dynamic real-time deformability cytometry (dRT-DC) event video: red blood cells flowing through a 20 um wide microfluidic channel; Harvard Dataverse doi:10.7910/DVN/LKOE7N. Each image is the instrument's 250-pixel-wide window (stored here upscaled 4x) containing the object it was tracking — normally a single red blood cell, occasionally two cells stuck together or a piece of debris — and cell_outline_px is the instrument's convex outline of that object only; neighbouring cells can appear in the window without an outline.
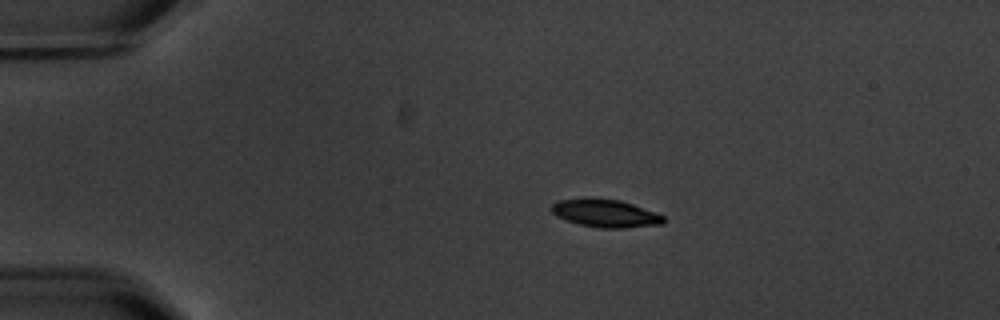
{"species": "common noctule bat (a hibernating species)", "species_latin": "Nyctalus noctula", "temperature_condition": "warm", "stored_images_in_passage": 2, "camera_frame_rate_fps": 3000, "um_per_image_px": 0.085, "animal": {"sex": "male", "body_mass_g": 20.1, "forearm_length_mm": 53.5}, "frame": {"image": 1, "passage_image": 1, "time_ms": 0.0, "image_size_px": [1000, 320], "cell_outline_px": [[668, 220], [664, 224], [624, 228], [600, 228], [580, 224], [556, 216], [552, 212], [552, 204], [560, 200], [584, 196], [596, 196], [620, 200], [632, 204], [664, 216]], "centroid_in_image_um": [51.46, 18.1], "position_along_channel_um": 33.5, "area_um2": 18.55}}